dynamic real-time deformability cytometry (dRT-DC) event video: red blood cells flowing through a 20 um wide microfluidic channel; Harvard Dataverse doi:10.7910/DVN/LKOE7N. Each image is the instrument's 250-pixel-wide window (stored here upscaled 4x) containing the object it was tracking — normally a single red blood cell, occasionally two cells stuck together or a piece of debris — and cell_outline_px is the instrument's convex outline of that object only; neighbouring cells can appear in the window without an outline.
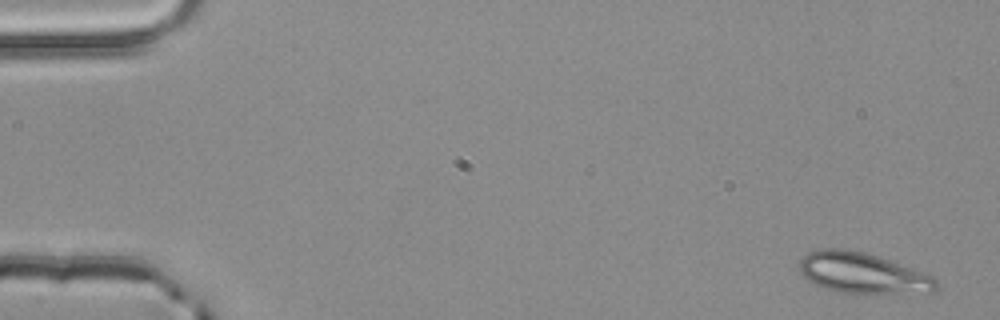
{"species": "common noctule bat (a hibernating species)", "species_latin": "Nyctalus noctula", "temperature_condition": "room temperature", "stored_images_in_passage": 4, "camera_frame_rate_fps": 3000, "um_per_image_px": 0.085, "animal": {"sex": "male", "body_mass_g": 20.4}, "frame": {"image": 1, "passage_image": 1, "time_ms": 0.0, "image_size_px": [1000, 320], "cell_outline_px": [[940, 288], [936, 292], [836, 292], [824, 288], [808, 280], [800, 272], [800, 260], [808, 252], [820, 248], [844, 248], [864, 252], [880, 256], [912, 268], [932, 276], [936, 280]], "centroid_in_image_um": [73.31, 23.18], "position_along_channel_um": 11.7, "area_um2": 32.19}}